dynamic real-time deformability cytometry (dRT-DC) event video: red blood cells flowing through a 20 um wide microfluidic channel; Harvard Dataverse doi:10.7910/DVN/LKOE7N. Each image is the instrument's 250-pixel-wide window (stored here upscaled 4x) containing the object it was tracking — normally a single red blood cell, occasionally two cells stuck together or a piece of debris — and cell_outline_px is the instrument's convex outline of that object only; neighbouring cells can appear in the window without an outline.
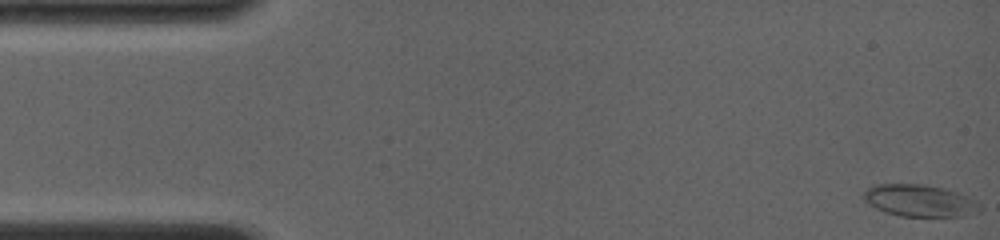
{"species": "common noctule bat (a hibernating species)", "species_latin": "Nyctalus noctula", "temperature_condition": "room temperature", "stored_images_in_passage": 32, "camera_frame_rate_fps": 4000, "um_per_image_px": 0.085, "animal": {"sex": "female", "body_mass_g": 19.0, "forearm_length_mm": 56.7}, "frame": {"image": 1, "passage_image": 1, "time_ms": 0.0, "image_size_px": [1000, 240], "cell_outline_px": [[980, 212], [960, 216], [900, 216], [884, 212], [868, 204], [864, 200], [864, 192], [872, 184], [928, 184], [960, 192], [976, 200], [980, 204]], "centroid_in_image_um": [78.19, 17.04], "position_along_channel_um": 6.8, "area_um2": 21.91}}
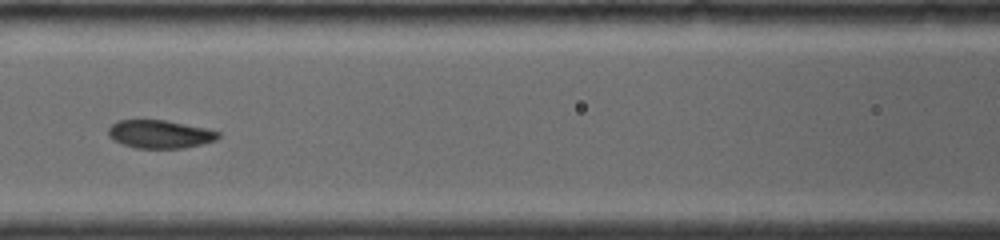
{"frame": {"image": 2, "passage_image": 15, "time_ms": 6.75, "image_size_px": [1000, 240], "cell_outline_px": [[220, 136], [216, 140], [200, 144], [180, 148], [136, 148], [112, 140], [108, 136], [108, 128], [116, 120], [164, 120], [208, 128], [220, 132]], "centroid_in_image_um": [13.57, 11.39], "position_along_channel_um": 153.0, "area_um2": 18.03}}
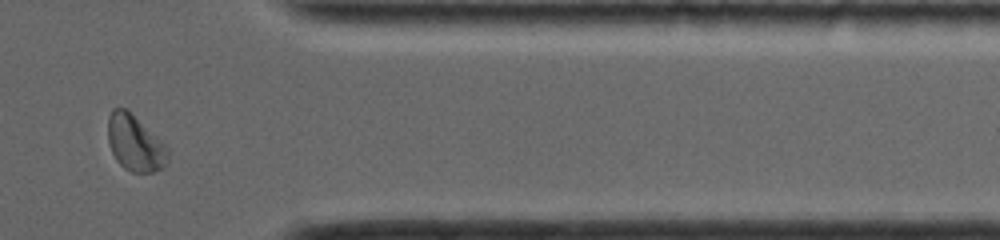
{"frame": {"image": 3, "passage_image": 28, "time_ms": 13.0, "image_size_px": [1000, 240], "cell_outline_px": [[168, 160], [164, 168], [152, 172], [132, 172], [124, 168], [116, 160], [112, 152], [108, 140], [108, 116], [112, 108], [128, 108], [168, 148]], "centroid_in_image_um": [11.47, 12.15], "position_along_channel_um": 399.9, "area_um2": 19.65}, "authors_computed_cell_mechanics": {"area_um2": 19.4786, "velocity_mm_per_s": 4.0307, "shape_relaxation_time_tau1_ms": 6.1142, "shape_relaxation_time_tau2_ms": 1.2129, "deformation_change_tau1": 0.1528, "deformation_change_tau2": 0.0498}}